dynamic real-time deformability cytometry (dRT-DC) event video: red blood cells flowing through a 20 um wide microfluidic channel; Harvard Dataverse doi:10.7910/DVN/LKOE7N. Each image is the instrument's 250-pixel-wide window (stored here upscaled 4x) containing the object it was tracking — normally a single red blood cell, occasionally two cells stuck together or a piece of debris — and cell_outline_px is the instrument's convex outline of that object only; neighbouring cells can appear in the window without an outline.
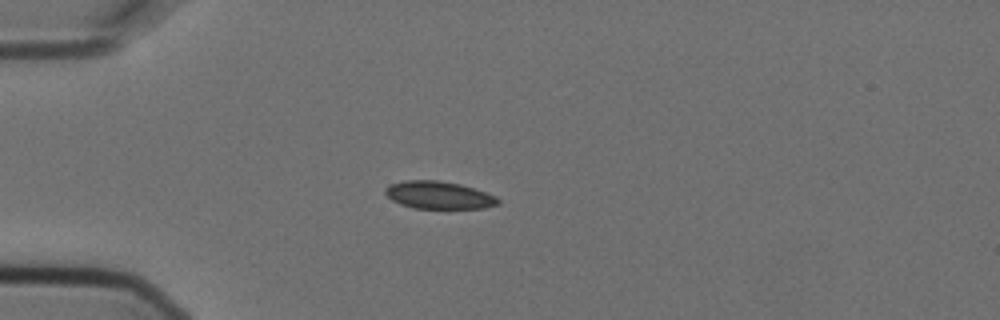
{"species": "Egyptian fruit bat (a non-hibernating species)", "species_latin": "Rousettus aegyptiacus", "temperature_condition": "cold", "stored_images_in_passage": 5, "camera_frame_rate_fps": 3000, "um_per_image_px": 0.085, "animal": {"sex": "female"}, "frame": {"image": 1, "passage_image": 5, "time_ms": 1.333, "image_size_px": [1000, 320], "cell_outline_px": [[500, 204], [484, 208], [416, 208], [400, 204], [392, 200], [384, 192], [384, 188], [392, 184], [404, 180], [440, 180], [460, 184], [496, 196], [500, 200]], "centroid_in_image_um": [37.29, 16.58], "position_along_channel_um": 47.7, "area_um2": 18.03}}